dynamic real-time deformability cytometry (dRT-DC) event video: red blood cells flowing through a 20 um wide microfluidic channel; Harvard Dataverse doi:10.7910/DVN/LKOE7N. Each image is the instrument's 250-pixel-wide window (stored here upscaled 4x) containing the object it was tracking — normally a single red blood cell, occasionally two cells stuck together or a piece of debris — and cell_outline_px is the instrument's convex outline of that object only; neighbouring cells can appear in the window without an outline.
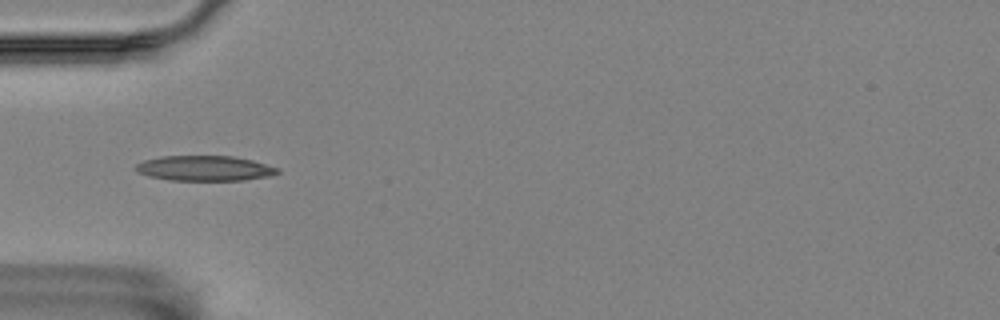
{"species": "Egyptian fruit bat (a non-hibernating species)", "species_latin": "Rousettus aegyptiacus", "temperature_condition": "room temperature", "stored_images_in_passage": 8, "camera_frame_rate_fps": 3000, "um_per_image_px": 0.085, "animal": {"sex": "female"}, "frame": {"image": 1, "passage_image": 1, "time_ms": 0.0, "image_size_px": [1000, 320], "cell_outline_px": [[280, 172], [272, 176], [244, 180], [168, 180], [148, 176], [136, 172], [132, 168], [136, 164], [144, 160], [160, 156], [232, 156], [252, 160], [280, 168]], "centroid_in_image_um": [17.38, 14.3], "position_along_channel_um": 67.6, "area_um2": 21.04}}
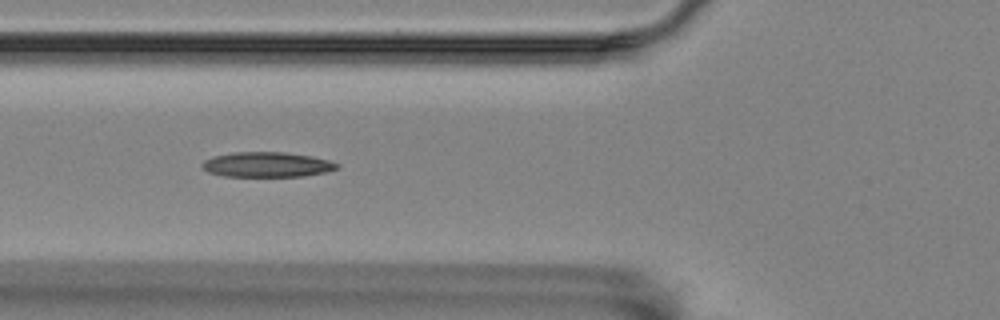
{"frame": {"image": 2, "passage_image": 4, "time_ms": 1.0, "image_size_px": [1000, 320], "cell_outline_px": [[340, 168], [324, 172], [300, 176], [224, 176], [208, 172], [200, 168], [200, 164], [204, 160], [216, 156], [232, 152], [284, 152], [312, 156], [328, 160], [340, 164]], "centroid_in_image_um": [22.67, 13.98], "position_along_channel_um": 103.1, "area_um2": 19.65}}
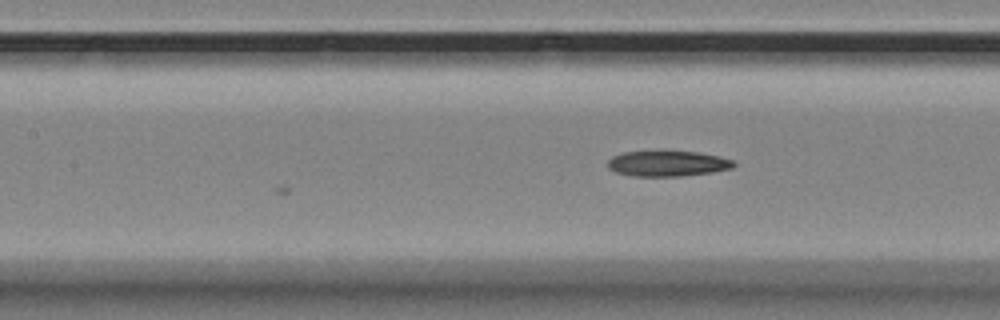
{"frame": {"image": 3, "passage_image": 8, "time_ms": 2.333, "image_size_px": [1000, 320], "cell_outline_px": [[736, 164], [732, 168], [712, 172], [680, 176], [632, 176], [616, 172], [608, 168], [608, 160], [612, 156], [624, 152], [664, 148], [696, 152], [720, 156], [732, 160]], "centroid_in_image_um": [56.71, 13.85], "position_along_channel_um": 150.7, "area_um2": 19.54}}